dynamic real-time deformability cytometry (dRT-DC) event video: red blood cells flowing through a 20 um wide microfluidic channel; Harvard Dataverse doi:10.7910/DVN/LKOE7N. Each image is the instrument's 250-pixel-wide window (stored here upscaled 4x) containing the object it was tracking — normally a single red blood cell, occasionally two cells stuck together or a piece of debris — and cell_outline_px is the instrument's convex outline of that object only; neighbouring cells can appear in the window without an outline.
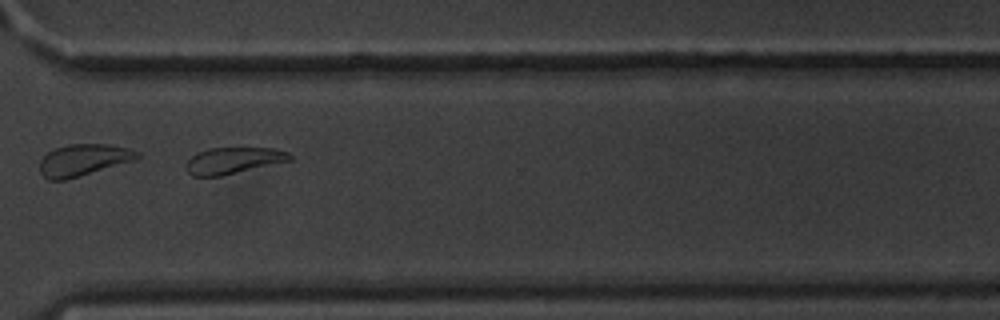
{"species": "common noctule bat (a hibernating species)", "species_latin": "Nyctalus noctula", "temperature_condition": "warm", "stored_images_in_passage": 49, "camera_frame_rate_fps": 3000, "um_per_image_px": 0.085, "animal": {"sex": "male", "body_mass_g": 20.1, "forearm_length_mm": 53.5}, "frame": {"image": 1, "passage_image": 35, "time_ms": 11.333, "image_size_px": [1000, 320], "cell_outline_px": [[292, 160], [220, 176], [192, 176], [184, 168], [188, 160], [196, 152], [208, 148], [272, 148], [288, 152], [292, 156]], "centroid_in_image_um": [19.8, 13.64], "position_along_channel_um": 350.8, "area_um2": 15.95}, "authors_computed_cell_mechanics": {"area_um2": 17.6868, "velocity_mm_per_s": 3.3702, "shape_relaxation_time_tau1_ms": 5.2095, "shape_relaxation_time_tau2_ms": 8.3109, "deformation_change_tau1": 0.152, "deformation_change_tau2": 0.1689}}